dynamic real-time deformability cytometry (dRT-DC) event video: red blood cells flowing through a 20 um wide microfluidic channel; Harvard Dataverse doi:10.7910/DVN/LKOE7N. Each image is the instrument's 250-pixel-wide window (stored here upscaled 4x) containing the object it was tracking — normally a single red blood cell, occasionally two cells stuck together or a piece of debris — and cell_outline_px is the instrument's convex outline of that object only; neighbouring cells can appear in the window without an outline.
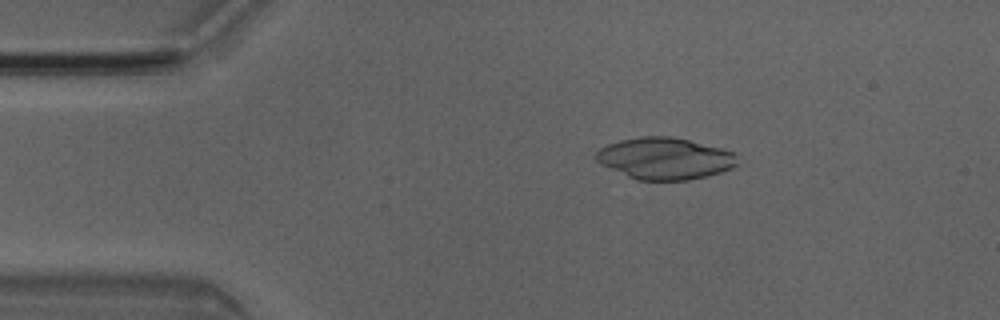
{"species": "Egyptian fruit bat (a non-hibernating species)", "species_latin": "Rousettus aegyptiacus", "temperature_condition": "room temperature", "stored_images_in_passage": 4, "camera_frame_rate_fps": 3000, "um_per_image_px": 0.085, "animal": {"sex": "male"}, "frame": {"image": 1, "passage_image": 2, "time_ms": 0.333, "image_size_px": [1000, 320], "cell_outline_px": [[740, 164], [732, 168], [708, 176], [688, 180], [636, 180], [600, 164], [596, 160], [596, 152], [600, 148], [608, 144], [620, 140], [640, 136], [672, 136], [720, 148], [732, 152], [736, 156]], "centroid_in_image_um": [56.51, 13.47], "position_along_channel_um": 28.5, "area_um2": 34.39}}